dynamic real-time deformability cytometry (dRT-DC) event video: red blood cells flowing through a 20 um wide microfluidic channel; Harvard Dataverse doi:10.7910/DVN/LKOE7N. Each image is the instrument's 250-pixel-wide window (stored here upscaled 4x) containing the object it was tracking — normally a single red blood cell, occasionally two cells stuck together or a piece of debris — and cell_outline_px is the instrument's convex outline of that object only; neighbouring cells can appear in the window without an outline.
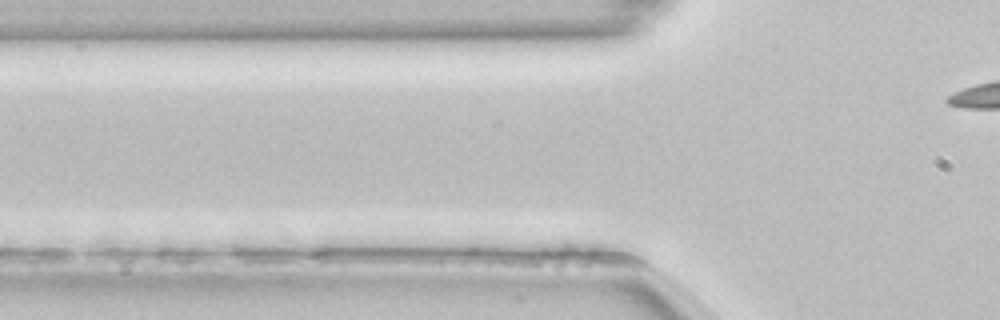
{"species": "common noctule bat (a hibernating species)", "species_latin": "Nyctalus noctula", "temperature_condition": "room temperature", "stored_images_in_passage": 3, "camera_frame_rate_fps": 3000, "um_per_image_px": 0.085, "animal": {"sex": "female", "body_mass_g": 22.7, "forearm_length_mm": 54.2}, "frame": {"image": 1, "passage_image": 2, "time_ms": 0.333, "image_size_px": [1000, 320], "cell_outline_px": [[624, 260], [616, 264], [520, 264], [512, 256], [564, 244], [568, 244], [620, 256]], "centroid_in_image_um": [48.23, 21.79], "position_along_channel_um": 77.6, "area_um2": 10.92}}